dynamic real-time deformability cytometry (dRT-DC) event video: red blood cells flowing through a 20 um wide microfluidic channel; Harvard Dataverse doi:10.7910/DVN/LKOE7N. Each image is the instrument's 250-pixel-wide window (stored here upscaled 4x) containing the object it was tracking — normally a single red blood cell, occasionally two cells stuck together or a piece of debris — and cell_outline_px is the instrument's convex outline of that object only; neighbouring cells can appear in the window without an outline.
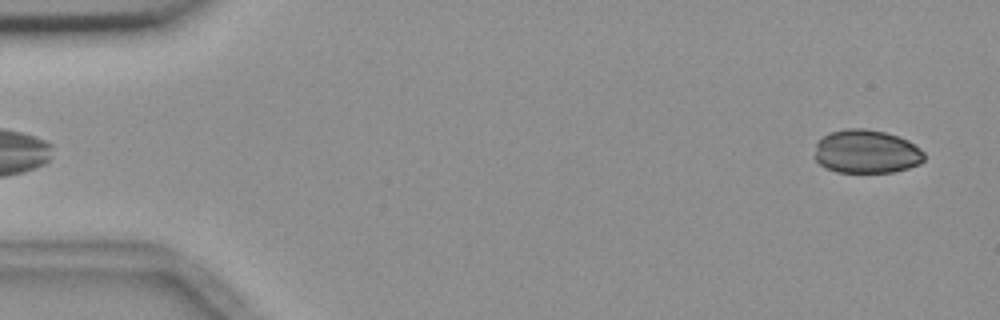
{"species": "common noctule bat (a hibernating species)", "species_latin": "Nyctalus noctula", "temperature_condition": "room temperature", "stored_images_in_passage": 54, "camera_frame_rate_fps": 3000, "um_per_image_px": 0.085, "animal": {"sex": "female", "body_mass_g": 18.4}, "frame": {"image": 1, "passage_image": 2, "time_ms": 0.333, "image_size_px": [1000, 320], "cell_outline_px": [[924, 160], [920, 164], [908, 168], [892, 172], [836, 172], [824, 168], [816, 160], [816, 144], [824, 136], [832, 132], [848, 128], [864, 128], [884, 132], [908, 140], [920, 148], [924, 152]], "centroid_in_image_um": [73.66, 12.9], "position_along_channel_um": 11.3, "area_um2": 27.69}}
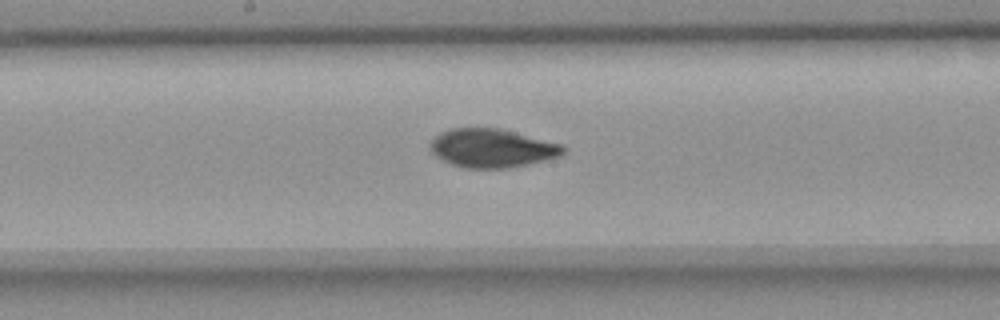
{"frame": {"image": 2, "passage_image": 28, "time_ms": 9.0, "image_size_px": [1000, 320], "cell_outline_px": [[568, 148], [560, 156], [528, 164], [508, 168], [464, 168], [452, 164], [436, 156], [428, 148], [428, 144], [440, 132], [452, 128], [500, 128], [564, 144]], "centroid_in_image_um": [41.84, 12.58], "position_along_channel_um": 206.4, "area_um2": 30.11}}
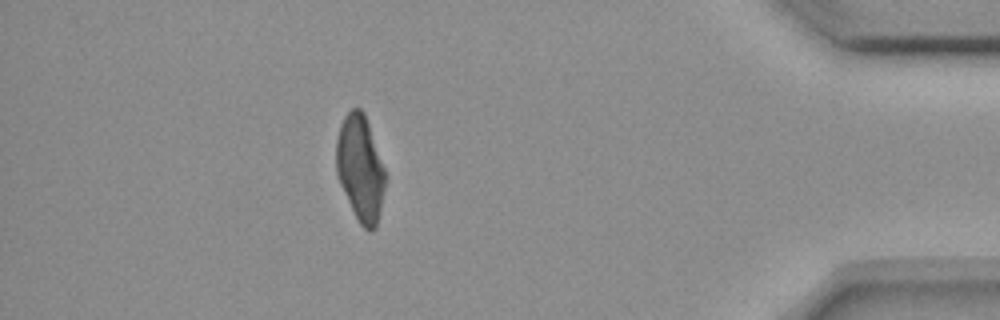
{"frame": {"image": 3, "passage_image": 48, "time_ms": 15.667, "image_size_px": [1000, 320], "cell_outline_px": [[384, 188], [380, 212], [376, 228], [372, 232], [368, 232], [360, 224], [336, 176], [336, 140], [340, 124], [344, 116], [352, 108], [360, 108], [364, 112], [384, 168]], "centroid_in_image_um": [30.6, 14.3], "position_along_channel_um": 404.6, "area_um2": 29.94}}